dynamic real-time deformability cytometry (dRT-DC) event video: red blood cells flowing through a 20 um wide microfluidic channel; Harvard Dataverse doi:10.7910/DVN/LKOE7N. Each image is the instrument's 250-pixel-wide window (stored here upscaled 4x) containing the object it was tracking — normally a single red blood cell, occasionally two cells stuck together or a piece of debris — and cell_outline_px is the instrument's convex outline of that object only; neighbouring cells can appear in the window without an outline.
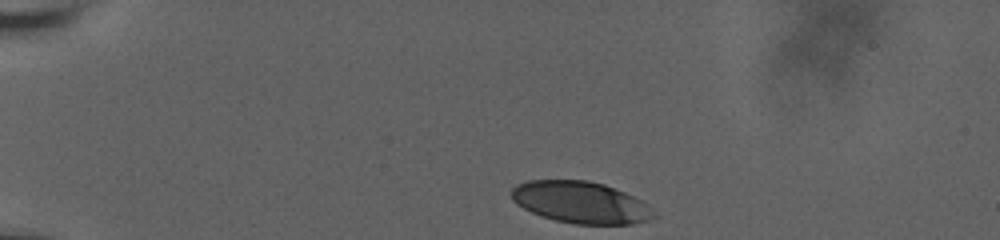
{"species": "human", "species_latin": "Homo sapiens", "temperature_condition": "room temperature", "stored_images_in_passage": 7, "camera_frame_rate_fps": 3000, "um_per_image_px": 0.085, "donor": {"sex": "male"}, "frame": {"image": 1, "passage_image": 1, "time_ms": 0.0, "image_size_px": [1000, 240], "cell_outline_px": [[656, 216], [652, 220], [632, 224], [572, 224], [556, 220], [532, 212], [516, 204], [512, 200], [508, 192], [516, 184], [528, 180], [588, 180], [604, 184], [624, 192], [640, 200], [656, 212]], "centroid_in_image_um": [49.34, 17.2], "position_along_channel_um": 35.7, "area_um2": 34.8}}
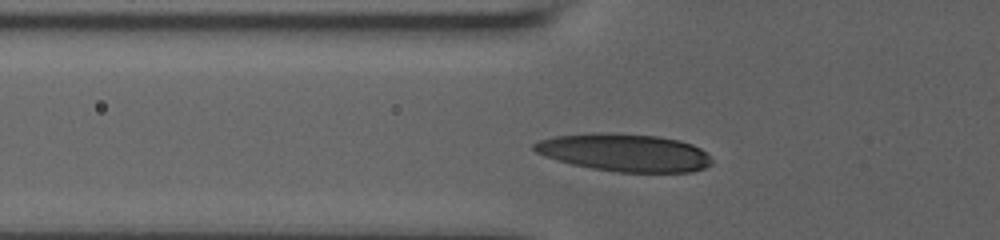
{"frame": {"image": 2, "passage_image": 6, "time_ms": 3.0, "image_size_px": [1000, 240], "cell_outline_px": [[712, 164], [704, 168], [692, 172], [616, 172], [592, 168], [572, 164], [544, 156], [536, 152], [532, 148], [532, 144], [540, 140], [556, 136], [600, 132], [656, 136], [680, 140], [692, 144], [700, 148], [712, 160]], "centroid_in_image_um": [53.08, 12.97], "position_along_channel_um": 72.7, "area_um2": 38.84}}